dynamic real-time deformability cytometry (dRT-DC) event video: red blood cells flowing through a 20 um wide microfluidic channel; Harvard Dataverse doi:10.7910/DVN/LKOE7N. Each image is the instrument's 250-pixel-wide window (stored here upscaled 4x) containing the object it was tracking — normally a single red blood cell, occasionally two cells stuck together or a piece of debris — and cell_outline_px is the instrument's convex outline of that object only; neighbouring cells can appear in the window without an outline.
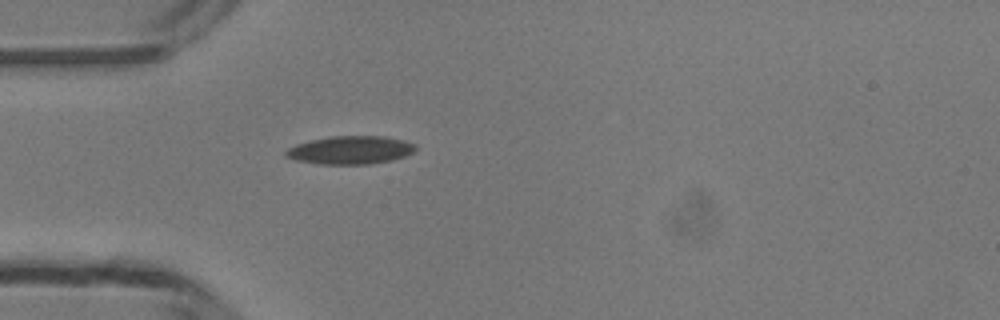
{"species": "common noctule bat (a hibernating species)", "species_latin": "Nyctalus noctula", "temperature_condition": "room temperature", "stored_images_in_passage": 36, "camera_frame_rate_fps": 3000, "um_per_image_px": 0.085, "animal": {"sex": "male", "body_mass_g": 13.3}, "frame": {"image": 1, "passage_image": 1, "time_ms": 0.0, "image_size_px": [1000, 320], "cell_outline_px": [[416, 148], [412, 152], [404, 156], [392, 160], [368, 164], [320, 164], [296, 160], [284, 156], [284, 152], [288, 148], [296, 144], [312, 140], [332, 136], [384, 136], [404, 140], [412, 144]], "centroid_in_image_um": [29.75, 12.75], "position_along_channel_um": 55.3, "area_um2": 21.1}}
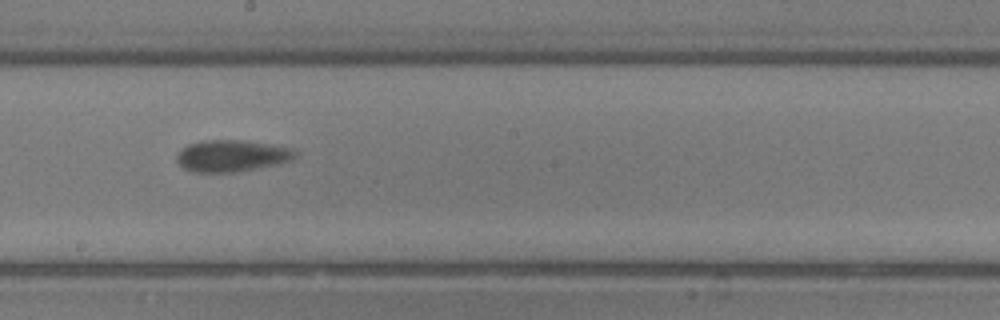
{"frame": {"image": 2, "passage_image": 14, "time_ms": 4.333, "image_size_px": [1000, 320], "cell_outline_px": [[296, 156], [288, 160], [232, 172], [196, 172], [184, 168], [176, 160], [176, 156], [188, 144], [204, 140], [240, 140], [288, 148], [296, 152]], "centroid_in_image_um": [19.58, 13.23], "position_along_channel_um": 228.6, "area_um2": 20.81}}
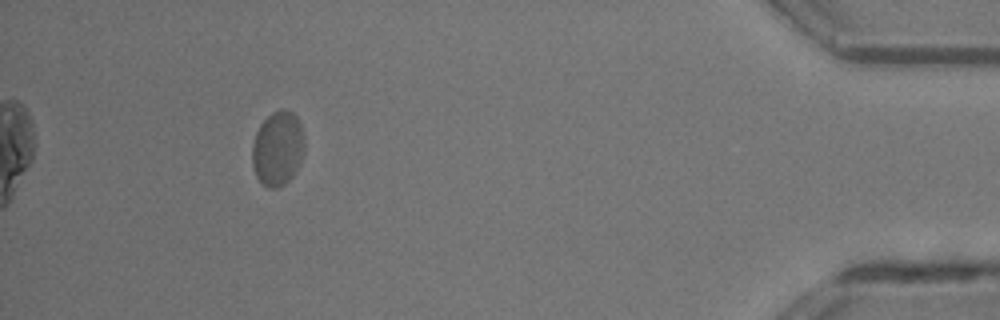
{"frame": {"image": 3, "passage_image": 32, "time_ms": 10.333, "image_size_px": [1000, 320], "cell_outline_px": [[304, 148], [300, 160], [292, 176], [284, 184], [276, 188], [268, 188], [256, 176], [252, 164], [252, 144], [256, 132], [260, 124], [272, 112], [280, 108], [284, 108], [292, 112], [296, 116], [300, 124], [304, 140]], "centroid_in_image_um": [23.58, 12.59], "position_along_channel_um": 411.6, "area_um2": 22.54}, "authors_computed_cell_mechanics": {"area_um2": 21.0103, "velocity_mm_per_s": 4.1347, "shape_relaxation_time_tau1_ms": 8.7411, "shape_relaxation_time_tau2_ms": 1.303, "deformation_change_tau1": 0.1498, "deformation_change_tau2": 0.0608}}